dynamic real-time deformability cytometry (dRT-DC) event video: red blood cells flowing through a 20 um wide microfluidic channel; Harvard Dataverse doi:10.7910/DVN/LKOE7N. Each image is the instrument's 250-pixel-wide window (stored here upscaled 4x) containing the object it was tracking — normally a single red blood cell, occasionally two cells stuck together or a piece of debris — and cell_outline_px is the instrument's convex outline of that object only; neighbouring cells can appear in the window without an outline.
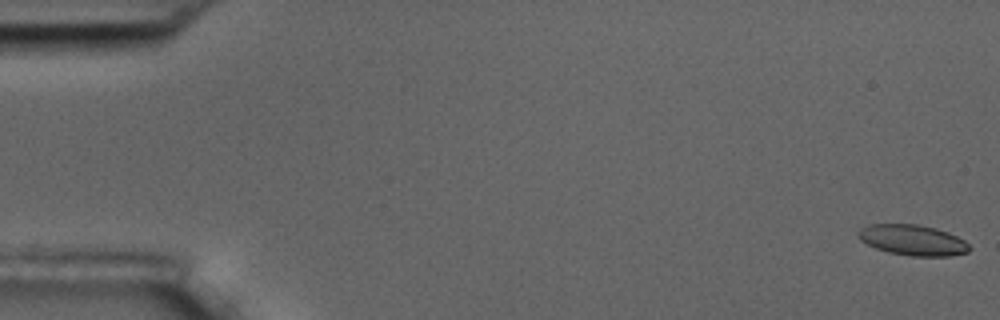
{"species": "common noctule bat (a hibernating species)", "species_latin": "Nyctalus noctula", "temperature_condition": "room temperature", "stored_images_in_passage": 11, "segment_of_instrument_passage": [1, 2], "camera_frame_rate_fps": 3000, "um_per_image_px": 0.085, "animal": {"sex": "male", "body_mass_g": 17.5, "forearm_length_mm": 52.3}, "frame": {"image": 1, "passage_image": 1, "time_ms": 0.0, "image_size_px": [1000, 320], "cell_outline_px": [[972, 248], [968, 252], [952, 256], [912, 256], [888, 252], [876, 248], [860, 240], [856, 232], [860, 228], [868, 224], [916, 224], [936, 228], [948, 232], [964, 240]], "centroid_in_image_um": [77.58, 20.4], "position_along_channel_um": 7.4, "area_um2": 19.94}}
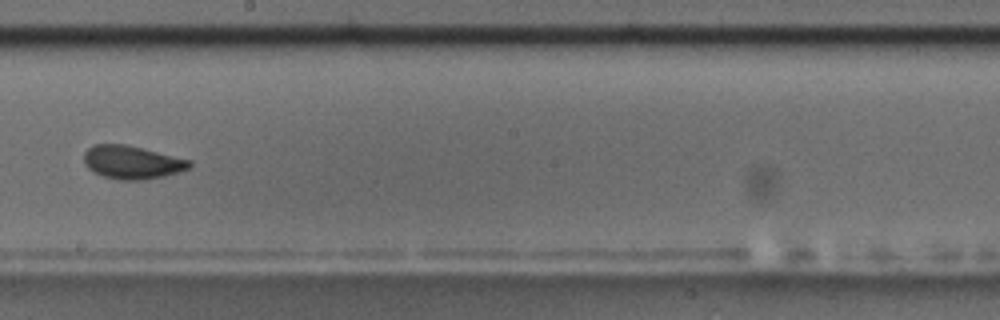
{"frame": {"image": 2, "passage_image": 10, "time_ms": 10.667, "image_size_px": [1000, 320], "cell_outline_px": [[192, 168], [164, 176], [140, 180], [120, 180], [104, 176], [88, 168], [84, 164], [84, 152], [92, 144], [124, 144], [192, 160]], "centroid_in_image_um": [11.24, 13.79], "position_along_channel_um": 237.0, "area_um2": 20.4}}